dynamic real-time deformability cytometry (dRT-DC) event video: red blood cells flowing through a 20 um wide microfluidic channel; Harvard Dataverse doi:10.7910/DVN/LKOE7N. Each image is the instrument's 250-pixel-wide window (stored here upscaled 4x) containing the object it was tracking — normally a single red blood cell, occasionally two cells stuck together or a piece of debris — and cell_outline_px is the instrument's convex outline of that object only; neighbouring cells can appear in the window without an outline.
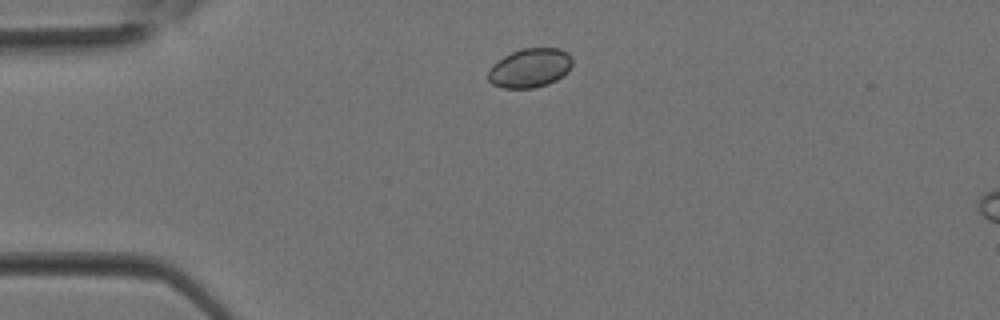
{"species": "Egyptian fruit bat (a non-hibernating species)", "species_latin": "Rousettus aegyptiacus", "temperature_condition": "room temperature", "stored_images_in_passage": 4, "camera_frame_rate_fps": 3000, "um_per_image_px": 0.085, "animal": {"sex": "female"}, "frame": {"image": 1, "passage_image": 1, "time_ms": 0.0, "image_size_px": [1000, 320], "cell_outline_px": [[572, 64], [568, 72], [556, 80], [548, 84], [532, 88], [504, 88], [492, 84], [488, 80], [488, 72], [492, 64], [504, 56], [520, 48], [560, 48], [568, 52], [572, 60]], "centroid_in_image_um": [45.04, 5.77], "position_along_channel_um": 40.0, "area_um2": 19.31}}